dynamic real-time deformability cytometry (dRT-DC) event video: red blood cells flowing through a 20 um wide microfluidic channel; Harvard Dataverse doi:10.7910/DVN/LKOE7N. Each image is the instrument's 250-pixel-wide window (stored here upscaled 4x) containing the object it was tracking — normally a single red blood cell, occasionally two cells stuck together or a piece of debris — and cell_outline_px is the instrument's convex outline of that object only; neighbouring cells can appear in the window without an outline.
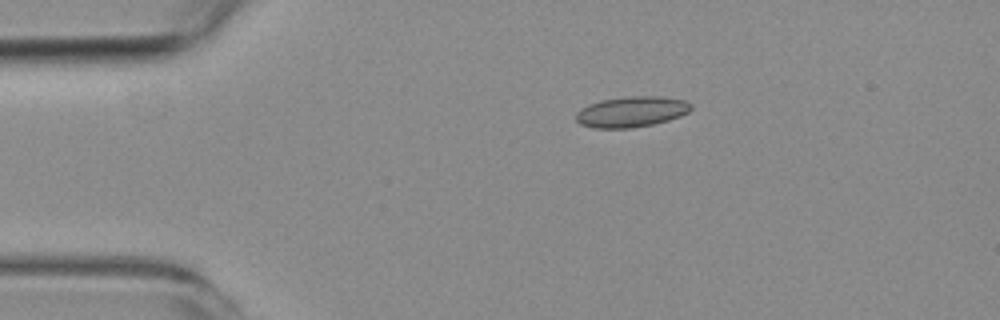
{"species": "common noctule bat (a hibernating species)", "species_latin": "Nyctalus noctula", "temperature_condition": "room temperature", "stored_images_in_passage": 2, "camera_frame_rate_fps": 3000, "um_per_image_px": 0.085, "animal": {"sex": "female", "body_mass_g": 19.3, "forearm_length_mm": 54.1}, "frame": {"image": 1, "passage_image": 1, "time_ms": 0.0, "image_size_px": [1000, 320], "cell_outline_px": [[692, 108], [688, 112], [680, 116], [668, 120], [652, 124], [632, 128], [592, 128], [580, 124], [576, 120], [576, 112], [580, 108], [588, 104], [600, 100], [624, 96], [656, 96], [684, 100], [692, 104]], "centroid_in_image_um": [53.64, 9.49], "position_along_channel_um": 31.4, "area_um2": 20.69}}